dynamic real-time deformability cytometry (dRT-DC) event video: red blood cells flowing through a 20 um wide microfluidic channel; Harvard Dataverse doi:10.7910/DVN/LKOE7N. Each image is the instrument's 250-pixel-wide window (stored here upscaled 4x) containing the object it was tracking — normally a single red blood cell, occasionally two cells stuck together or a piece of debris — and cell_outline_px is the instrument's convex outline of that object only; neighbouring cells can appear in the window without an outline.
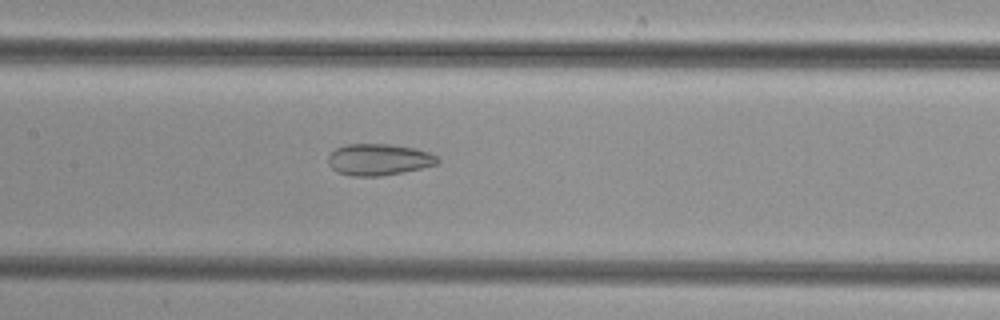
{"species": "common noctule bat (a hibernating species)", "species_latin": "Nyctalus noctula", "temperature_condition": "cold", "stored_images_in_passage": 41, "camera_frame_rate_fps": 3000, "um_per_image_px": 0.085, "animal": {"sex": "female", "body_mass_g": 29.2, "forearm_length_mm": 56.3}, "frame": {"image": 1, "passage_image": 20, "time_ms": 6.333, "image_size_px": [1000, 320], "cell_outline_px": [[440, 160], [436, 164], [420, 168], [380, 176], [352, 176], [340, 172], [332, 168], [328, 164], [328, 156], [336, 148], [348, 144], [392, 144], [416, 148], [428, 152], [436, 156]], "centroid_in_image_um": [32.19, 13.55], "position_along_channel_um": 175.2, "area_um2": 19.88}}
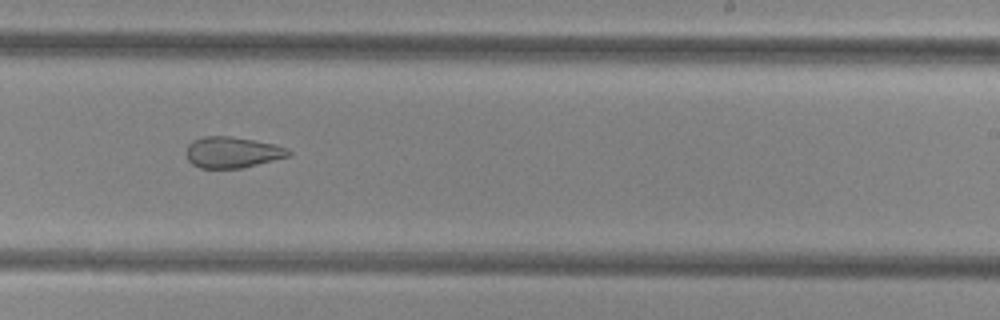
{"frame": {"image": 2, "passage_image": 27, "time_ms": 8.667, "image_size_px": [1000, 320], "cell_outline_px": [[292, 156], [244, 168], [200, 168], [192, 164], [188, 160], [184, 152], [188, 144], [192, 140], [204, 136], [232, 136], [276, 144], [288, 148], [292, 152]], "centroid_in_image_um": [19.77, 12.95], "position_along_channel_um": 269.2, "area_um2": 19.02}}
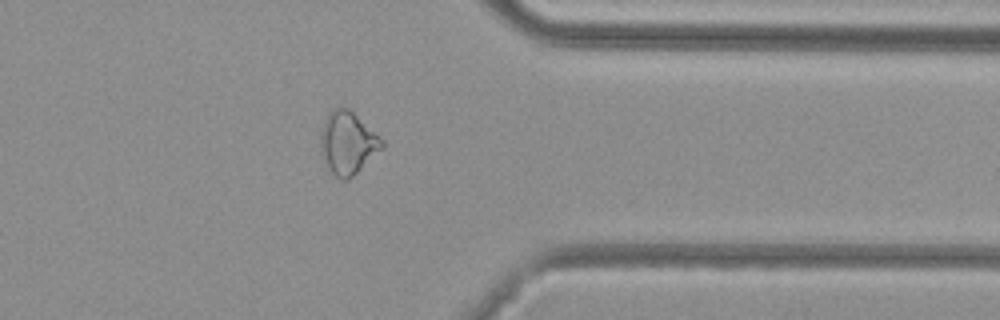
{"frame": {"image": 3, "passage_image": 36, "time_ms": 11.667, "image_size_px": [1000, 320], "cell_outline_px": [[384, 144], [348, 180], [340, 180], [328, 168], [320, 152], [320, 136], [324, 120], [332, 108], [348, 108], [384, 140]], "centroid_in_image_um": [29.5, 12.13], "position_along_channel_um": 381.9, "area_um2": 21.85}}